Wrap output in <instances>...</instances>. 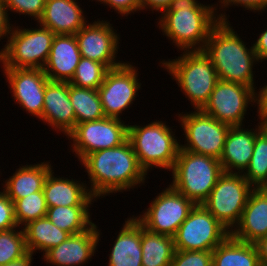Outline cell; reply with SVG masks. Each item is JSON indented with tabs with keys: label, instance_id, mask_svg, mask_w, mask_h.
Segmentation results:
<instances>
[{
	"label": "cell",
	"instance_id": "obj_1",
	"mask_svg": "<svg viewBox=\"0 0 267 266\" xmlns=\"http://www.w3.org/2000/svg\"><path fill=\"white\" fill-rule=\"evenodd\" d=\"M80 164L85 168L90 181H86L90 184L87 187L96 200L148 183L145 181L149 176L140 166L129 140L118 147L90 153Z\"/></svg>",
	"mask_w": 267,
	"mask_h": 266
},
{
	"label": "cell",
	"instance_id": "obj_2",
	"mask_svg": "<svg viewBox=\"0 0 267 266\" xmlns=\"http://www.w3.org/2000/svg\"><path fill=\"white\" fill-rule=\"evenodd\" d=\"M216 13V3L173 0L156 19V24L177 51L203 50L211 30L219 22Z\"/></svg>",
	"mask_w": 267,
	"mask_h": 266
},
{
	"label": "cell",
	"instance_id": "obj_3",
	"mask_svg": "<svg viewBox=\"0 0 267 266\" xmlns=\"http://www.w3.org/2000/svg\"><path fill=\"white\" fill-rule=\"evenodd\" d=\"M231 25L230 21H219L211 30L203 51L210 58L219 80L244 84L256 91L253 69L259 61L253 44L250 47L244 42Z\"/></svg>",
	"mask_w": 267,
	"mask_h": 266
},
{
	"label": "cell",
	"instance_id": "obj_4",
	"mask_svg": "<svg viewBox=\"0 0 267 266\" xmlns=\"http://www.w3.org/2000/svg\"><path fill=\"white\" fill-rule=\"evenodd\" d=\"M159 61V66L168 72L181 89L180 92L188 98L192 110H202L219 80L216 69L204 51H182L178 58Z\"/></svg>",
	"mask_w": 267,
	"mask_h": 266
},
{
	"label": "cell",
	"instance_id": "obj_5",
	"mask_svg": "<svg viewBox=\"0 0 267 266\" xmlns=\"http://www.w3.org/2000/svg\"><path fill=\"white\" fill-rule=\"evenodd\" d=\"M166 123L155 119L143 126L138 123L128 126V140L147 174L154 167L171 171L176 161L181 139L175 136L174 126Z\"/></svg>",
	"mask_w": 267,
	"mask_h": 266
},
{
	"label": "cell",
	"instance_id": "obj_6",
	"mask_svg": "<svg viewBox=\"0 0 267 266\" xmlns=\"http://www.w3.org/2000/svg\"><path fill=\"white\" fill-rule=\"evenodd\" d=\"M170 172L169 184L197 205L208 198L223 169L218 159L180 148Z\"/></svg>",
	"mask_w": 267,
	"mask_h": 266
},
{
	"label": "cell",
	"instance_id": "obj_7",
	"mask_svg": "<svg viewBox=\"0 0 267 266\" xmlns=\"http://www.w3.org/2000/svg\"><path fill=\"white\" fill-rule=\"evenodd\" d=\"M39 25V26H38ZM55 33L38 24L35 28H25L15 23L8 39L0 48L2 68H39L47 62Z\"/></svg>",
	"mask_w": 267,
	"mask_h": 266
},
{
	"label": "cell",
	"instance_id": "obj_8",
	"mask_svg": "<svg viewBox=\"0 0 267 266\" xmlns=\"http://www.w3.org/2000/svg\"><path fill=\"white\" fill-rule=\"evenodd\" d=\"M176 121L182 127L183 143L180 148L195 154L220 159L230 125L220 122L202 110L179 112Z\"/></svg>",
	"mask_w": 267,
	"mask_h": 266
},
{
	"label": "cell",
	"instance_id": "obj_9",
	"mask_svg": "<svg viewBox=\"0 0 267 266\" xmlns=\"http://www.w3.org/2000/svg\"><path fill=\"white\" fill-rule=\"evenodd\" d=\"M253 189L243 174L223 172L202 205L231 232Z\"/></svg>",
	"mask_w": 267,
	"mask_h": 266
},
{
	"label": "cell",
	"instance_id": "obj_10",
	"mask_svg": "<svg viewBox=\"0 0 267 266\" xmlns=\"http://www.w3.org/2000/svg\"><path fill=\"white\" fill-rule=\"evenodd\" d=\"M196 204L174 189L170 184L157 193L149 207L134 217L147 230L174 237ZM142 213V214H141Z\"/></svg>",
	"mask_w": 267,
	"mask_h": 266
},
{
	"label": "cell",
	"instance_id": "obj_11",
	"mask_svg": "<svg viewBox=\"0 0 267 266\" xmlns=\"http://www.w3.org/2000/svg\"><path fill=\"white\" fill-rule=\"evenodd\" d=\"M129 124L109 117L76 124L66 136L71 143L70 150L80 162L95 151L118 147L128 140Z\"/></svg>",
	"mask_w": 267,
	"mask_h": 266
},
{
	"label": "cell",
	"instance_id": "obj_12",
	"mask_svg": "<svg viewBox=\"0 0 267 266\" xmlns=\"http://www.w3.org/2000/svg\"><path fill=\"white\" fill-rule=\"evenodd\" d=\"M139 67L132 62L109 69L104 81L97 89L103 106L105 117L122 120L125 111L134 104L141 91L142 83L139 81Z\"/></svg>",
	"mask_w": 267,
	"mask_h": 266
},
{
	"label": "cell",
	"instance_id": "obj_13",
	"mask_svg": "<svg viewBox=\"0 0 267 266\" xmlns=\"http://www.w3.org/2000/svg\"><path fill=\"white\" fill-rule=\"evenodd\" d=\"M229 235L226 227L202 204H197L174 235V246L175 250L212 251Z\"/></svg>",
	"mask_w": 267,
	"mask_h": 266
},
{
	"label": "cell",
	"instance_id": "obj_14",
	"mask_svg": "<svg viewBox=\"0 0 267 266\" xmlns=\"http://www.w3.org/2000/svg\"><path fill=\"white\" fill-rule=\"evenodd\" d=\"M255 105L254 89L244 84L218 80L202 111L230 126H244L248 108Z\"/></svg>",
	"mask_w": 267,
	"mask_h": 266
},
{
	"label": "cell",
	"instance_id": "obj_15",
	"mask_svg": "<svg viewBox=\"0 0 267 266\" xmlns=\"http://www.w3.org/2000/svg\"><path fill=\"white\" fill-rule=\"evenodd\" d=\"M97 20V21H96ZM88 22L75 34L82 57L104 64L108 69L124 63L118 60L121 36L108 20Z\"/></svg>",
	"mask_w": 267,
	"mask_h": 266
},
{
	"label": "cell",
	"instance_id": "obj_16",
	"mask_svg": "<svg viewBox=\"0 0 267 266\" xmlns=\"http://www.w3.org/2000/svg\"><path fill=\"white\" fill-rule=\"evenodd\" d=\"M13 101L23 111L40 119L44 108L45 87L49 79L39 68H3Z\"/></svg>",
	"mask_w": 267,
	"mask_h": 266
},
{
	"label": "cell",
	"instance_id": "obj_17",
	"mask_svg": "<svg viewBox=\"0 0 267 266\" xmlns=\"http://www.w3.org/2000/svg\"><path fill=\"white\" fill-rule=\"evenodd\" d=\"M101 234L94 223L88 230L70 235L64 242L49 249L42 255V260L53 266H84L96 254Z\"/></svg>",
	"mask_w": 267,
	"mask_h": 266
},
{
	"label": "cell",
	"instance_id": "obj_18",
	"mask_svg": "<svg viewBox=\"0 0 267 266\" xmlns=\"http://www.w3.org/2000/svg\"><path fill=\"white\" fill-rule=\"evenodd\" d=\"M39 121L56 133L67 136L76 126L75 111L69 97V82L49 80L45 87L44 108Z\"/></svg>",
	"mask_w": 267,
	"mask_h": 266
},
{
	"label": "cell",
	"instance_id": "obj_19",
	"mask_svg": "<svg viewBox=\"0 0 267 266\" xmlns=\"http://www.w3.org/2000/svg\"><path fill=\"white\" fill-rule=\"evenodd\" d=\"M255 128L230 126L219 159L223 172L242 174L248 167L253 155L256 135L263 129L260 120Z\"/></svg>",
	"mask_w": 267,
	"mask_h": 266
},
{
	"label": "cell",
	"instance_id": "obj_20",
	"mask_svg": "<svg viewBox=\"0 0 267 266\" xmlns=\"http://www.w3.org/2000/svg\"><path fill=\"white\" fill-rule=\"evenodd\" d=\"M70 178L58 176L53 169L49 172L43 185V194L48 208L56 206H93V203L97 202L91 195L86 181L81 182V180Z\"/></svg>",
	"mask_w": 267,
	"mask_h": 266
},
{
	"label": "cell",
	"instance_id": "obj_21",
	"mask_svg": "<svg viewBox=\"0 0 267 266\" xmlns=\"http://www.w3.org/2000/svg\"><path fill=\"white\" fill-rule=\"evenodd\" d=\"M81 57L75 35L55 34L43 71L51 81L70 82Z\"/></svg>",
	"mask_w": 267,
	"mask_h": 266
},
{
	"label": "cell",
	"instance_id": "obj_22",
	"mask_svg": "<svg viewBox=\"0 0 267 266\" xmlns=\"http://www.w3.org/2000/svg\"><path fill=\"white\" fill-rule=\"evenodd\" d=\"M230 235L248 243L267 236V191L254 188L250 192L240 221Z\"/></svg>",
	"mask_w": 267,
	"mask_h": 266
},
{
	"label": "cell",
	"instance_id": "obj_23",
	"mask_svg": "<svg viewBox=\"0 0 267 266\" xmlns=\"http://www.w3.org/2000/svg\"><path fill=\"white\" fill-rule=\"evenodd\" d=\"M78 0H46L38 24L55 34L75 35L88 21Z\"/></svg>",
	"mask_w": 267,
	"mask_h": 266
},
{
	"label": "cell",
	"instance_id": "obj_24",
	"mask_svg": "<svg viewBox=\"0 0 267 266\" xmlns=\"http://www.w3.org/2000/svg\"><path fill=\"white\" fill-rule=\"evenodd\" d=\"M111 244L107 266H142L141 223L130 216Z\"/></svg>",
	"mask_w": 267,
	"mask_h": 266
},
{
	"label": "cell",
	"instance_id": "obj_25",
	"mask_svg": "<svg viewBox=\"0 0 267 266\" xmlns=\"http://www.w3.org/2000/svg\"><path fill=\"white\" fill-rule=\"evenodd\" d=\"M37 163V164H36ZM21 164L6 180L1 183L2 191L14 202L29 194L43 192V185L49 172L54 169L51 161Z\"/></svg>",
	"mask_w": 267,
	"mask_h": 266
},
{
	"label": "cell",
	"instance_id": "obj_26",
	"mask_svg": "<svg viewBox=\"0 0 267 266\" xmlns=\"http://www.w3.org/2000/svg\"><path fill=\"white\" fill-rule=\"evenodd\" d=\"M27 251L31 254L47 252L64 242L70 234L54 225L47 216L28 222L22 227Z\"/></svg>",
	"mask_w": 267,
	"mask_h": 266
},
{
	"label": "cell",
	"instance_id": "obj_27",
	"mask_svg": "<svg viewBox=\"0 0 267 266\" xmlns=\"http://www.w3.org/2000/svg\"><path fill=\"white\" fill-rule=\"evenodd\" d=\"M212 266H260L254 243L229 235L212 250Z\"/></svg>",
	"mask_w": 267,
	"mask_h": 266
},
{
	"label": "cell",
	"instance_id": "obj_28",
	"mask_svg": "<svg viewBox=\"0 0 267 266\" xmlns=\"http://www.w3.org/2000/svg\"><path fill=\"white\" fill-rule=\"evenodd\" d=\"M142 266H170L174 256V238L153 233L141 224Z\"/></svg>",
	"mask_w": 267,
	"mask_h": 266
},
{
	"label": "cell",
	"instance_id": "obj_29",
	"mask_svg": "<svg viewBox=\"0 0 267 266\" xmlns=\"http://www.w3.org/2000/svg\"><path fill=\"white\" fill-rule=\"evenodd\" d=\"M91 206H56L47 210L48 219L63 231L75 235L88 230L91 220Z\"/></svg>",
	"mask_w": 267,
	"mask_h": 266
},
{
	"label": "cell",
	"instance_id": "obj_30",
	"mask_svg": "<svg viewBox=\"0 0 267 266\" xmlns=\"http://www.w3.org/2000/svg\"><path fill=\"white\" fill-rule=\"evenodd\" d=\"M69 97L75 111L76 124L105 117L97 89L79 88L69 83Z\"/></svg>",
	"mask_w": 267,
	"mask_h": 266
},
{
	"label": "cell",
	"instance_id": "obj_31",
	"mask_svg": "<svg viewBox=\"0 0 267 266\" xmlns=\"http://www.w3.org/2000/svg\"><path fill=\"white\" fill-rule=\"evenodd\" d=\"M242 174L254 188L267 180V133L264 129L256 135L252 158Z\"/></svg>",
	"mask_w": 267,
	"mask_h": 266
},
{
	"label": "cell",
	"instance_id": "obj_32",
	"mask_svg": "<svg viewBox=\"0 0 267 266\" xmlns=\"http://www.w3.org/2000/svg\"><path fill=\"white\" fill-rule=\"evenodd\" d=\"M15 220L18 227L47 215V204L43 192H35L14 202Z\"/></svg>",
	"mask_w": 267,
	"mask_h": 266
},
{
	"label": "cell",
	"instance_id": "obj_33",
	"mask_svg": "<svg viewBox=\"0 0 267 266\" xmlns=\"http://www.w3.org/2000/svg\"><path fill=\"white\" fill-rule=\"evenodd\" d=\"M109 69L102 63L81 57L70 84L79 88L98 89Z\"/></svg>",
	"mask_w": 267,
	"mask_h": 266
},
{
	"label": "cell",
	"instance_id": "obj_34",
	"mask_svg": "<svg viewBox=\"0 0 267 266\" xmlns=\"http://www.w3.org/2000/svg\"><path fill=\"white\" fill-rule=\"evenodd\" d=\"M27 253L23 228L0 231V265L18 260Z\"/></svg>",
	"mask_w": 267,
	"mask_h": 266
},
{
	"label": "cell",
	"instance_id": "obj_35",
	"mask_svg": "<svg viewBox=\"0 0 267 266\" xmlns=\"http://www.w3.org/2000/svg\"><path fill=\"white\" fill-rule=\"evenodd\" d=\"M3 3L10 14L18 13L20 15H25L24 17L38 22L43 15L46 0H3Z\"/></svg>",
	"mask_w": 267,
	"mask_h": 266
},
{
	"label": "cell",
	"instance_id": "obj_36",
	"mask_svg": "<svg viewBox=\"0 0 267 266\" xmlns=\"http://www.w3.org/2000/svg\"><path fill=\"white\" fill-rule=\"evenodd\" d=\"M170 266H212V251L175 250Z\"/></svg>",
	"mask_w": 267,
	"mask_h": 266
},
{
	"label": "cell",
	"instance_id": "obj_37",
	"mask_svg": "<svg viewBox=\"0 0 267 266\" xmlns=\"http://www.w3.org/2000/svg\"><path fill=\"white\" fill-rule=\"evenodd\" d=\"M237 6L245 10L257 13L258 15L267 10V0H221L218 12L216 13L219 21H229V14L227 16L226 9ZM220 11V12H219ZM223 11V12H221Z\"/></svg>",
	"mask_w": 267,
	"mask_h": 266
},
{
	"label": "cell",
	"instance_id": "obj_38",
	"mask_svg": "<svg viewBox=\"0 0 267 266\" xmlns=\"http://www.w3.org/2000/svg\"><path fill=\"white\" fill-rule=\"evenodd\" d=\"M18 227L15 220L14 203L1 190L0 191V231L10 230Z\"/></svg>",
	"mask_w": 267,
	"mask_h": 266
},
{
	"label": "cell",
	"instance_id": "obj_39",
	"mask_svg": "<svg viewBox=\"0 0 267 266\" xmlns=\"http://www.w3.org/2000/svg\"><path fill=\"white\" fill-rule=\"evenodd\" d=\"M109 6L111 10L113 9L115 13L120 14L121 17L127 18L131 14H135L141 11V4L139 0H101L99 5Z\"/></svg>",
	"mask_w": 267,
	"mask_h": 266
},
{
	"label": "cell",
	"instance_id": "obj_40",
	"mask_svg": "<svg viewBox=\"0 0 267 266\" xmlns=\"http://www.w3.org/2000/svg\"><path fill=\"white\" fill-rule=\"evenodd\" d=\"M253 48L259 62L267 61V27L261 34L259 33V36L257 35Z\"/></svg>",
	"mask_w": 267,
	"mask_h": 266
},
{
	"label": "cell",
	"instance_id": "obj_41",
	"mask_svg": "<svg viewBox=\"0 0 267 266\" xmlns=\"http://www.w3.org/2000/svg\"><path fill=\"white\" fill-rule=\"evenodd\" d=\"M8 11L3 3V0H0V41L1 39H8L10 31L13 27L12 22L10 21Z\"/></svg>",
	"mask_w": 267,
	"mask_h": 266
},
{
	"label": "cell",
	"instance_id": "obj_42",
	"mask_svg": "<svg viewBox=\"0 0 267 266\" xmlns=\"http://www.w3.org/2000/svg\"><path fill=\"white\" fill-rule=\"evenodd\" d=\"M258 90V91H257ZM256 105L257 106V119L267 116V84L260 86L255 91Z\"/></svg>",
	"mask_w": 267,
	"mask_h": 266
},
{
	"label": "cell",
	"instance_id": "obj_43",
	"mask_svg": "<svg viewBox=\"0 0 267 266\" xmlns=\"http://www.w3.org/2000/svg\"><path fill=\"white\" fill-rule=\"evenodd\" d=\"M141 4V11H152V13H162L167 9L173 0H139ZM151 9V10H150ZM155 11V12H154Z\"/></svg>",
	"mask_w": 267,
	"mask_h": 266
},
{
	"label": "cell",
	"instance_id": "obj_44",
	"mask_svg": "<svg viewBox=\"0 0 267 266\" xmlns=\"http://www.w3.org/2000/svg\"><path fill=\"white\" fill-rule=\"evenodd\" d=\"M260 266H267V236H264L254 243Z\"/></svg>",
	"mask_w": 267,
	"mask_h": 266
},
{
	"label": "cell",
	"instance_id": "obj_45",
	"mask_svg": "<svg viewBox=\"0 0 267 266\" xmlns=\"http://www.w3.org/2000/svg\"><path fill=\"white\" fill-rule=\"evenodd\" d=\"M33 254H31L30 252H28L24 257L12 261L10 263H6L4 265H0V266H32L33 265Z\"/></svg>",
	"mask_w": 267,
	"mask_h": 266
},
{
	"label": "cell",
	"instance_id": "obj_46",
	"mask_svg": "<svg viewBox=\"0 0 267 266\" xmlns=\"http://www.w3.org/2000/svg\"><path fill=\"white\" fill-rule=\"evenodd\" d=\"M259 120L261 122L262 128L267 133V116L261 117Z\"/></svg>",
	"mask_w": 267,
	"mask_h": 266
},
{
	"label": "cell",
	"instance_id": "obj_47",
	"mask_svg": "<svg viewBox=\"0 0 267 266\" xmlns=\"http://www.w3.org/2000/svg\"><path fill=\"white\" fill-rule=\"evenodd\" d=\"M259 188L264 191H267V180Z\"/></svg>",
	"mask_w": 267,
	"mask_h": 266
},
{
	"label": "cell",
	"instance_id": "obj_48",
	"mask_svg": "<svg viewBox=\"0 0 267 266\" xmlns=\"http://www.w3.org/2000/svg\"><path fill=\"white\" fill-rule=\"evenodd\" d=\"M220 1H221V0H218V2H216V3H217V12H218V9H219L218 7H219V5H220Z\"/></svg>",
	"mask_w": 267,
	"mask_h": 266
},
{
	"label": "cell",
	"instance_id": "obj_49",
	"mask_svg": "<svg viewBox=\"0 0 267 266\" xmlns=\"http://www.w3.org/2000/svg\"><path fill=\"white\" fill-rule=\"evenodd\" d=\"M89 1H91V0H89ZM92 1H93V0H92ZM94 1H95L96 3H97V2L99 3L101 0H94Z\"/></svg>",
	"mask_w": 267,
	"mask_h": 266
}]
</instances>
